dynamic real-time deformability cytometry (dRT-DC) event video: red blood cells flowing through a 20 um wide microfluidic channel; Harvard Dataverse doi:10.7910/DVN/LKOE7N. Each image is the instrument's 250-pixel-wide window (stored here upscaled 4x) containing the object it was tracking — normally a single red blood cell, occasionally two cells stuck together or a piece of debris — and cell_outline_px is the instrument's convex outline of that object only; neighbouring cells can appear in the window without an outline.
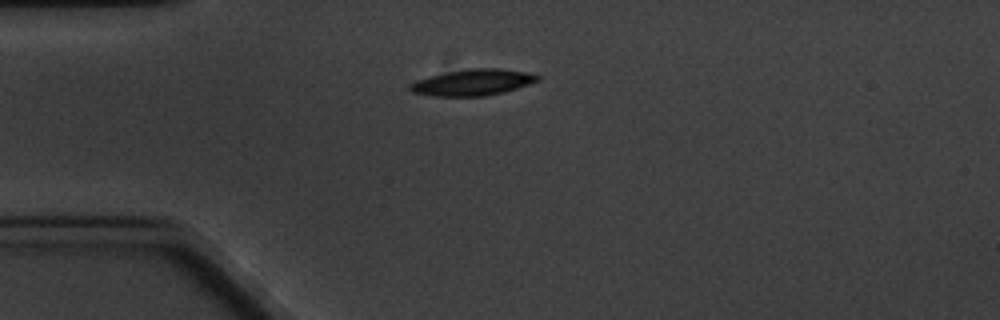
{"species": "common noctule bat (a hibernating species)", "species_latin": "Nyctalus noctula", "temperature_condition": "cold", "stored_images_in_passage": 4, "camera_frame_rate_fps": 3000, "um_per_image_px": 0.085, "animal": {"sex": "male", "body_mass_g": 20.1, "forearm_length_mm": 53.5}, "frame": {"image": 1, "passage_image": 1, "time_ms": 0.0, "image_size_px": [1000, 320], "cell_outline_px": [[540, 80], [504, 92], [484, 96], [436, 96], [412, 92], [408, 88], [408, 84], [416, 80], [428, 76], [464, 68], [500, 68], [528, 72], [540, 76]], "centroid_in_image_um": [40.16, 6.99], "position_along_channel_um": 44.8, "area_um2": 19.65}}